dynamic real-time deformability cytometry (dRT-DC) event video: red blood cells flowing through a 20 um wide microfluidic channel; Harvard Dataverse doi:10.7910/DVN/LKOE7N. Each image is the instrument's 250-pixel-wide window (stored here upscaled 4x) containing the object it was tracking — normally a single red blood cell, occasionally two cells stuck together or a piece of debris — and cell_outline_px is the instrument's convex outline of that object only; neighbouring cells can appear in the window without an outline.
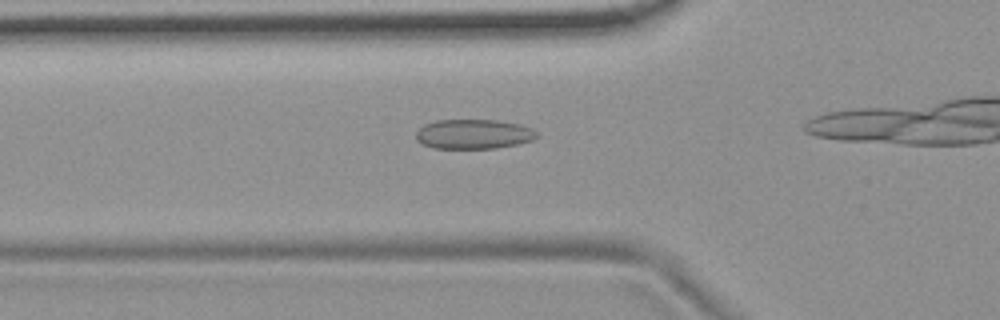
{"species": "common noctule bat (a hibernating species)", "species_latin": "Nyctalus noctula", "temperature_condition": "room temperature", "stored_images_in_passage": 22, "camera_frame_rate_fps": 3000, "um_per_image_px": 0.085, "animal": {"sex": "female", "body_mass_g": 19.9}, "frame": {"image": 1, "passage_image": 10, "time_ms": 3.0, "image_size_px": [1000, 320], "cell_outline_px": [[540, 136], [532, 140], [516, 144], [496, 148], [432, 148], [416, 140], [416, 132], [424, 124], [436, 120], [496, 120], [520, 124], [532, 128]], "centroid_in_image_um": [40.26, 11.39], "position_along_channel_um": 85.5, "area_um2": 20.87}}
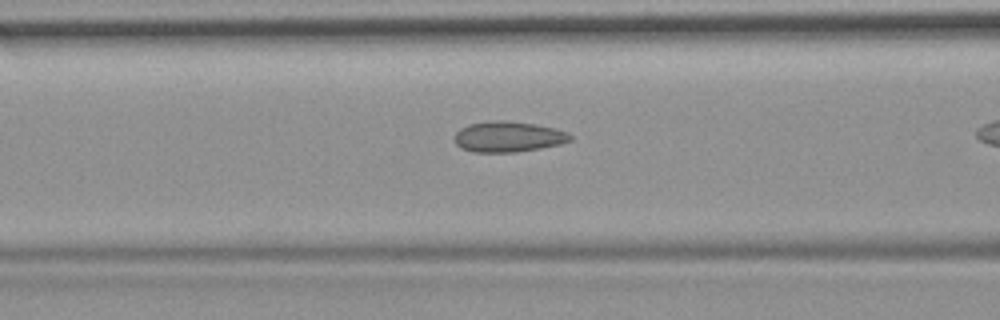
{"frame": {"image": 2, "passage_image": 13, "time_ms": 4.0, "image_size_px": [1000, 320], "cell_outline_px": [[572, 140], [560, 144], [540, 148], [516, 152], [472, 152], [460, 148], [456, 144], [456, 132], [460, 128], [468, 124], [496, 120], [500, 120], [532, 124], [552, 128], [564, 132], [572, 136]], "centroid_in_image_um": [43.16, 11.63], "position_along_channel_um": 123.4, "area_um2": 20.35}}